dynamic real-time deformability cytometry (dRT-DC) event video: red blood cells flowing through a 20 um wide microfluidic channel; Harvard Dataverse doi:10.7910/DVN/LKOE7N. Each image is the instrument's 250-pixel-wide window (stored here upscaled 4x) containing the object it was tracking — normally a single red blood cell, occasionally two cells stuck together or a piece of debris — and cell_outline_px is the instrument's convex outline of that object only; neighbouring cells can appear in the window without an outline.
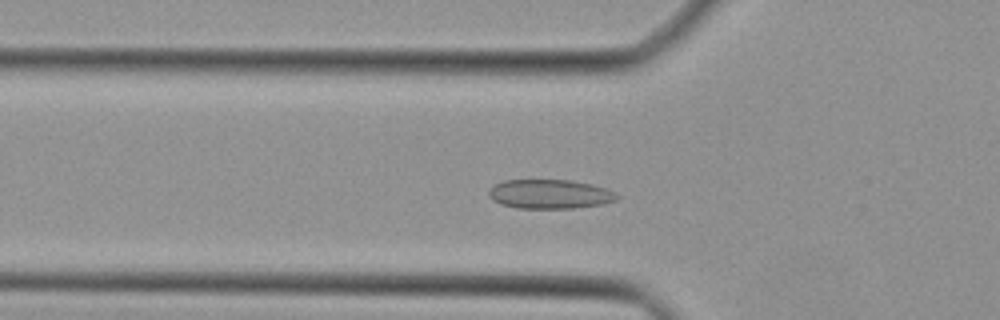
{"species": "Egyptian fruit bat (a non-hibernating species)", "species_latin": "Rousettus aegyptiacus", "temperature_condition": "cold", "stored_images_in_passage": 42, "camera_frame_rate_fps": 3000, "um_per_image_px": 0.085, "animal": {"sex": "female"}, "frame": {"image": 1, "passage_image": 12, "time_ms": 3.667, "image_size_px": [1000, 320], "cell_outline_px": [[620, 196], [616, 200], [604, 204], [572, 208], [516, 208], [500, 204], [492, 200], [488, 196], [488, 192], [492, 184], [504, 180], [572, 180], [592, 184], [608, 188], [616, 192]], "centroid_in_image_um": [46.74, 16.49], "position_along_channel_um": 79.1, "area_um2": 22.2}}
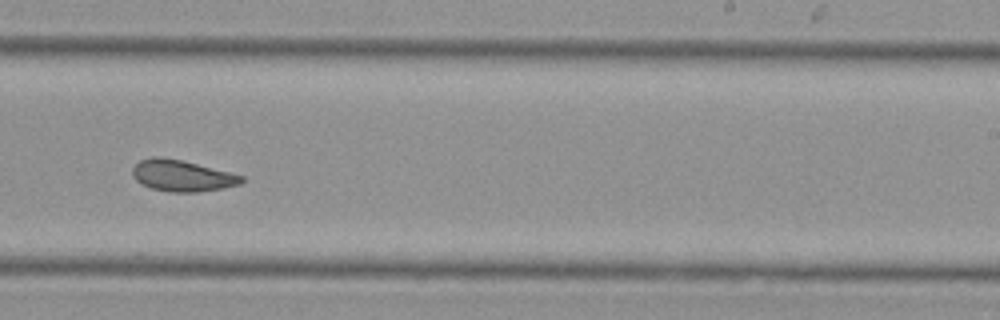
{"frame": {"image": 2, "passage_image": 25, "time_ms": 8.0, "image_size_px": [1000, 320], "cell_outline_px": [[244, 180], [240, 184], [224, 188], [200, 192], [168, 192], [152, 188], [136, 180], [132, 176], [132, 168], [140, 160], [152, 156], [160, 156], [180, 160], [244, 176]], "centroid_in_image_um": [15.46, 14.94], "position_along_channel_um": 273.5, "area_um2": 19.77}}
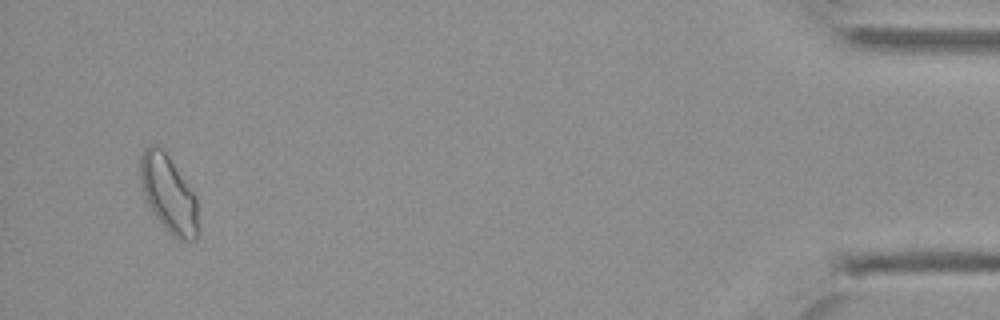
{"frame": {"image": 3, "passage_image": 40, "time_ms": 13.0, "image_size_px": [1000, 320], "cell_outline_px": [[200, 232], [196, 240], [180, 240], [172, 236], [164, 228], [152, 212], [148, 204], [140, 180], [140, 156], [144, 148], [148, 144], [156, 144], [168, 156], [196, 196], [200, 228]], "centroid_in_image_um": [14.35, 16.53], "position_along_channel_um": 420.8, "area_um2": 26.24}}